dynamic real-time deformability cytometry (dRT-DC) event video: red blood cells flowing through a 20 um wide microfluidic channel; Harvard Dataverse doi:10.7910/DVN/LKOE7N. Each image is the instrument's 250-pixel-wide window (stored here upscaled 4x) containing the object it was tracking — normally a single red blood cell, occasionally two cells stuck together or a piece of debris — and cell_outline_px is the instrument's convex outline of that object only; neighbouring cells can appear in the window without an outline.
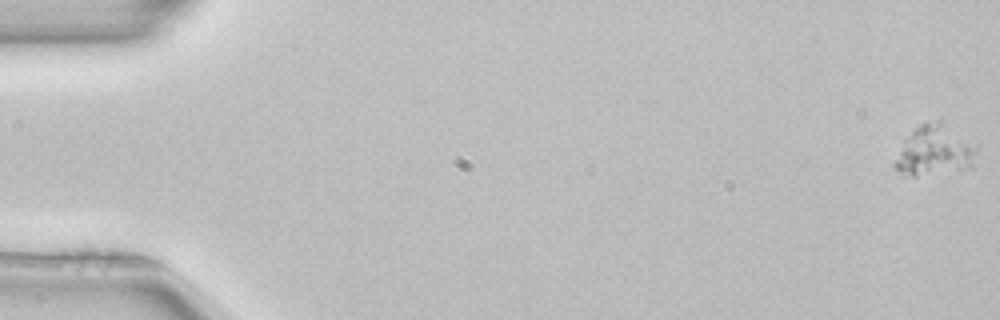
{"species": "common noctule bat (a hibernating species)", "species_latin": "Nyctalus noctula", "temperature_condition": "room temperature", "stored_images_in_passage": 53, "camera_frame_rate_fps": 3000, "um_per_image_px": 0.085, "animal": {"sex": "female", "body_mass_g": 22.7, "forearm_length_mm": 54.2}, "frame": {"image": 1, "passage_image": 1, "time_ms": 0.0, "image_size_px": [1000, 320], "cell_outline_px": [[976, 152], [972, 168], [960, 172], [916, 176], [904, 176], [896, 168], [896, 160], [904, 140], [920, 124], [936, 120], [940, 120], [976, 148]], "centroid_in_image_um": [79.45, 12.87], "position_along_channel_um": 5.6, "area_um2": 23.52}}
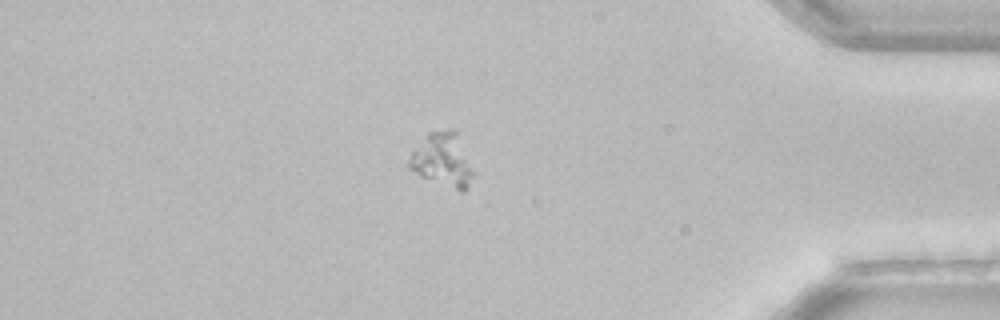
{"frame": {"image": 2, "passage_image": 46, "time_ms": 15.0, "image_size_px": [1000, 320], "cell_outline_px": [[476, 172], [468, 188], [464, 192], [460, 192], [420, 176], [408, 168], [408, 160], [412, 152], [428, 132], [448, 128], [456, 128]], "centroid_in_image_um": [37.68, 13.59], "position_along_channel_um": 397.5, "area_um2": 20.75}}
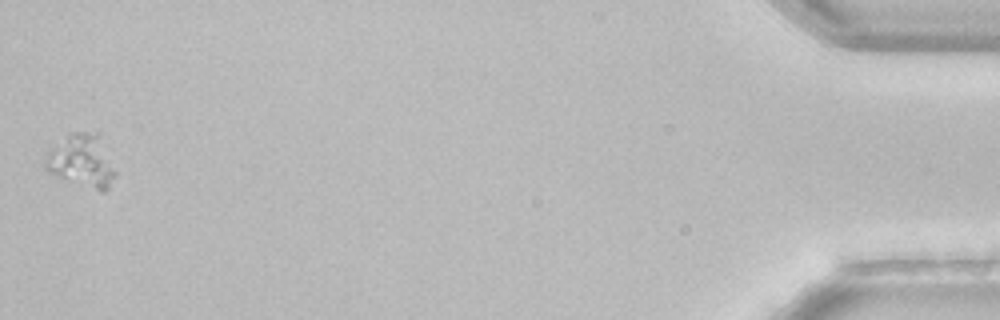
{"frame": {"image": 3, "passage_image": 53, "time_ms": 17.333, "image_size_px": [1000, 320], "cell_outline_px": [[116, 176], [108, 188], [104, 192], [100, 192], [68, 180], [44, 168], [44, 164], [48, 152], [68, 132], [96, 132], [116, 172]], "centroid_in_image_um": [6.95, 13.68], "position_along_channel_um": 428.2, "area_um2": 20.98}}